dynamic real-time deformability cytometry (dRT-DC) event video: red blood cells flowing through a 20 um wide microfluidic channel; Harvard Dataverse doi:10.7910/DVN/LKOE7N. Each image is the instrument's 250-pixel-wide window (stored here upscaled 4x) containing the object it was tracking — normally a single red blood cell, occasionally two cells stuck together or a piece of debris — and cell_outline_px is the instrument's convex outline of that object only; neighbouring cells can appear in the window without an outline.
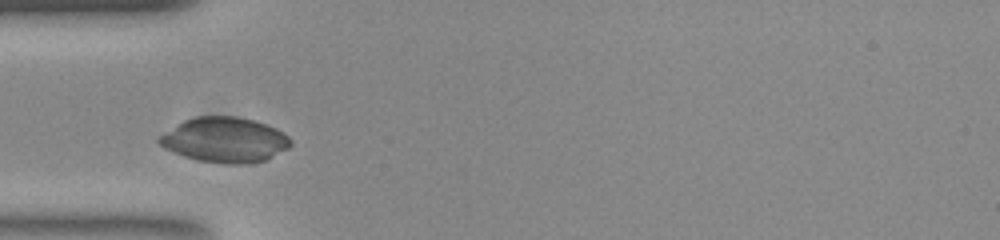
{"species": "common noctule bat (a hibernating species)", "species_latin": "Nyctalus noctula", "temperature_condition": "room temperature", "stored_images_in_passage": 28, "camera_frame_rate_fps": 3000, "um_per_image_px": 0.085, "animal": {"sex": "female", "body_mass_g": 23.0, "forearm_length_mm": 53.4}, "frame": {"image": 1, "passage_image": 1, "time_ms": 0.0, "image_size_px": [1000, 240], "cell_outline_px": [[292, 144], [288, 148], [264, 160], [252, 164], [224, 164], [196, 160], [172, 152], [164, 148], [156, 140], [156, 136], [176, 124], [184, 120], [196, 116], [236, 116], [252, 120], [276, 128], [288, 136], [292, 140]], "centroid_in_image_um": [19.05, 11.89], "position_along_channel_um": 65.9, "area_um2": 34.8}}
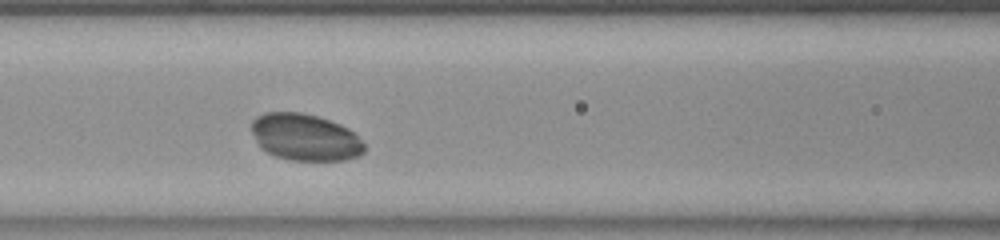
{"frame": {"image": 2, "passage_image": 7, "time_ms": 2.0, "image_size_px": [1000, 240], "cell_outline_px": [[364, 152], [360, 156], [344, 160], [288, 160], [264, 152], [260, 148], [252, 132], [252, 120], [256, 116], [264, 112], [300, 112], [316, 116], [340, 124], [348, 128], [364, 144]], "centroid_in_image_um": [25.9, 11.67], "position_along_channel_um": 140.7, "area_um2": 30.81}}
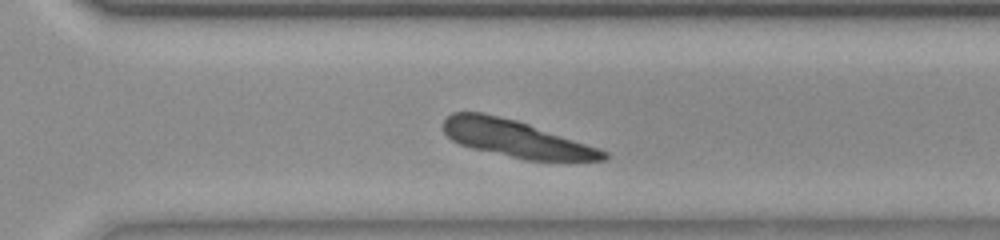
{"frame": {"image": 3, "passage_image": 22, "time_ms": 7.0, "image_size_px": [1000, 240], "cell_outline_px": [[608, 160], [524, 160], [472, 148], [460, 144], [452, 140], [444, 132], [444, 120], [452, 112], [484, 112], [516, 120], [600, 148], [608, 152]], "centroid_in_image_um": [43.86, 11.79], "position_along_channel_um": 326.7, "area_um2": 34.28}}